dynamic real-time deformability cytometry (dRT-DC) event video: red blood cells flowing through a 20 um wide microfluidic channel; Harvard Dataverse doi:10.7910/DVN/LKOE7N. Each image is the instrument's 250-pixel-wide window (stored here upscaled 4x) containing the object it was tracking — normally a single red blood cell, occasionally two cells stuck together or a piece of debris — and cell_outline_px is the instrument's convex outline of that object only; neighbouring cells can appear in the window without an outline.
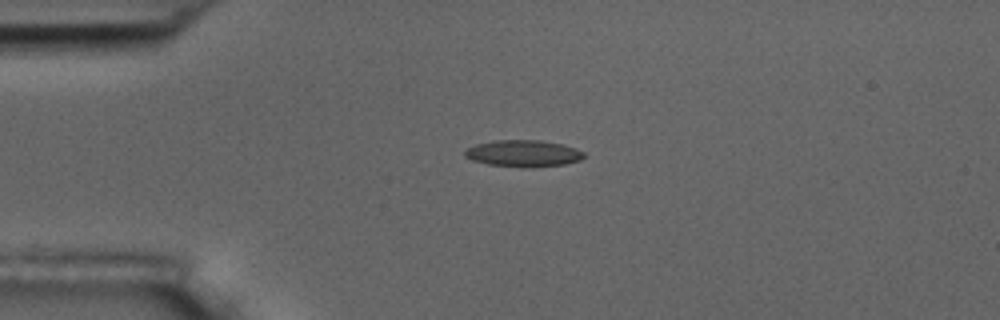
{"species": "common noctule bat (a hibernating species)", "species_latin": "Nyctalus noctula", "temperature_condition": "room temperature", "stored_images_in_passage": 5, "camera_frame_rate_fps": 3000, "um_per_image_px": 0.085, "animal": {"sex": "male", "body_mass_g": 17.5, "forearm_length_mm": 52.3}, "frame": {"image": 1, "passage_image": 5, "time_ms": 5.667, "image_size_px": [1000, 320], "cell_outline_px": [[584, 156], [580, 160], [564, 164], [488, 164], [472, 160], [464, 156], [464, 152], [468, 148], [476, 144], [496, 140], [540, 140], [564, 144], [576, 148], [584, 152]], "centroid_in_image_um": [44.48, 12.97], "position_along_channel_um": 40.5, "area_um2": 17.46}}